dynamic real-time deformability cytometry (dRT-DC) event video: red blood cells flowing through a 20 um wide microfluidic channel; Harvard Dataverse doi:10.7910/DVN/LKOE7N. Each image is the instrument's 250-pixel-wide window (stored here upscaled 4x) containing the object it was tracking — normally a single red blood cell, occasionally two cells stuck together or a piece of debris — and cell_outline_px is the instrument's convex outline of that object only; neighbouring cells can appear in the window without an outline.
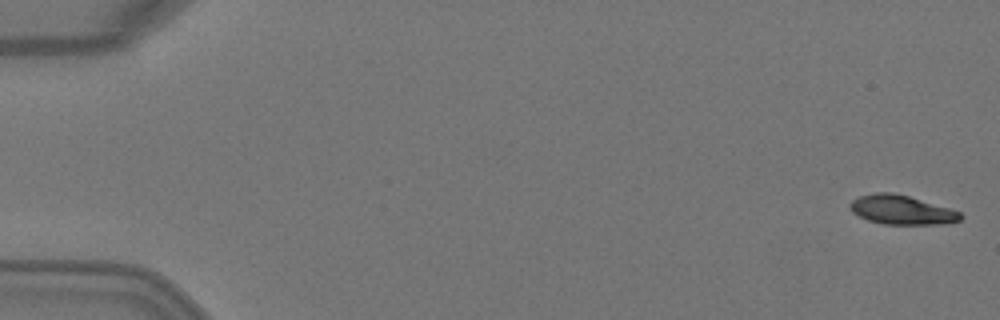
{"species": "Egyptian fruit bat (a non-hibernating species)", "species_latin": "Rousettus aegyptiacus", "temperature_condition": "warm", "stored_images_in_passage": 5, "camera_frame_rate_fps": 3000, "um_per_image_px": 0.085, "animal": {"sex": "female"}, "frame": {"image": 1, "passage_image": 1, "time_ms": 0.0, "image_size_px": [1000, 320], "cell_outline_px": [[964, 216], [960, 220], [948, 224], [884, 224], [868, 220], [852, 212], [848, 208], [848, 204], [852, 200], [860, 196], [876, 192], [892, 192], [908, 196], [948, 208], [960, 212]], "centroid_in_image_um": [76.62, 17.84], "position_along_channel_um": 8.4, "area_um2": 18.73}}
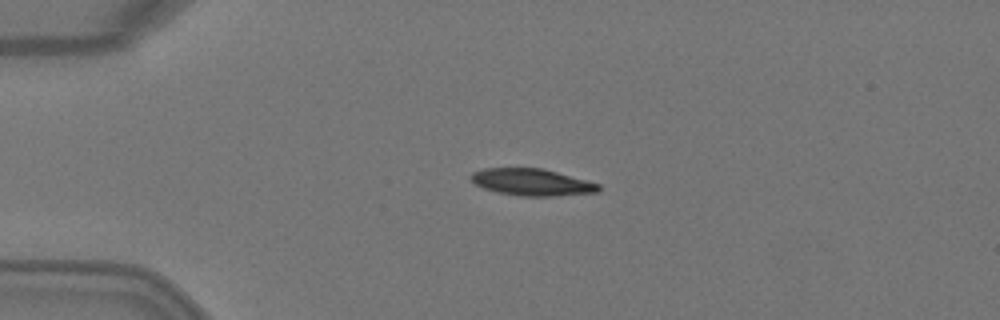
{"frame": {"image": 2, "passage_image": 4, "time_ms": 1.0, "image_size_px": [1000, 320], "cell_outline_px": [[600, 192], [552, 196], [520, 196], [496, 192], [484, 188], [476, 184], [468, 176], [472, 172], [484, 168], [544, 168], [600, 184]], "centroid_in_image_um": [45.2, 15.48], "position_along_channel_um": 39.8, "area_um2": 20.06}}